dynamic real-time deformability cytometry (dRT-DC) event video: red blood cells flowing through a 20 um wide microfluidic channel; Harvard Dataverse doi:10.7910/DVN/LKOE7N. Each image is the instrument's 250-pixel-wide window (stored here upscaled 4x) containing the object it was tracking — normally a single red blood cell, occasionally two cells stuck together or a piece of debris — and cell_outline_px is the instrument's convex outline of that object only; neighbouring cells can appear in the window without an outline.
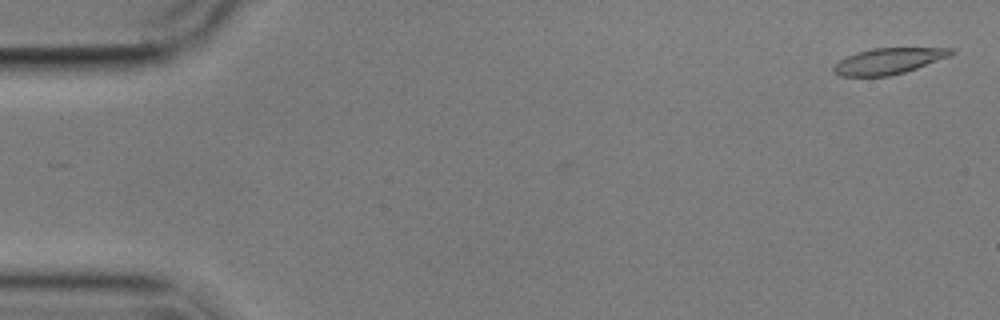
{"species": "common noctule bat (a hibernating species)", "species_latin": "Nyctalus noctula", "temperature_condition": "cold", "stored_images_in_passage": 3, "camera_frame_rate_fps": 3000, "um_per_image_px": 0.085, "animal": {"sex": "male", "body_mass_g": 17.9}, "frame": {"image": 1, "passage_image": 1, "time_ms": 0.0, "image_size_px": [1000, 320], "cell_outline_px": [[956, 52], [952, 56], [904, 72], [888, 76], [840, 76], [832, 68], [840, 60], [856, 52], [872, 48], [956, 48]], "centroid_in_image_um": [75.59, 5.18], "position_along_channel_um": 9.4, "area_um2": 17.74}}